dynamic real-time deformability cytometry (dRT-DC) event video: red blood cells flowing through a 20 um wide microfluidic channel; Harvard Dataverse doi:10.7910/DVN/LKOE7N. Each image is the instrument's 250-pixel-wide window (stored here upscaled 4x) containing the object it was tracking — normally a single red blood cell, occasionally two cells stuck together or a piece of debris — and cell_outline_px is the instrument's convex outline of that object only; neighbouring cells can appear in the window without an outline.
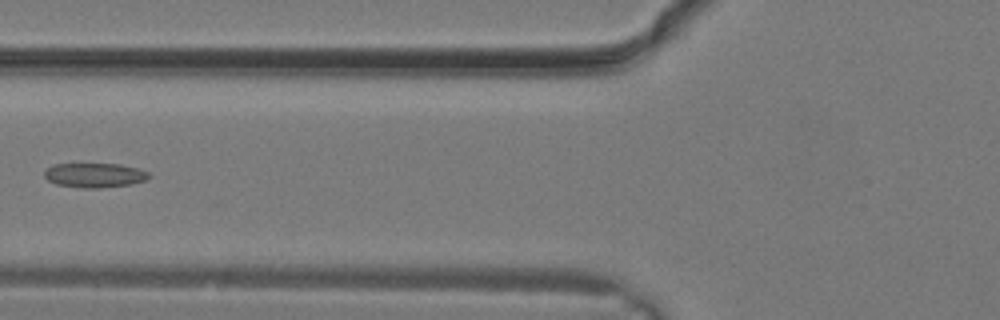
{"species": "common noctule bat (a hibernating species)", "species_latin": "Nyctalus noctula", "temperature_condition": "warm", "stored_images_in_passage": 11, "camera_frame_rate_fps": 3000, "um_per_image_px": 0.085, "animal": {"sex": "male", "body_mass_g": 19.2, "forearm_length_mm": 51.8}, "frame": {"image": 1, "passage_image": 10, "time_ms": 3.0, "image_size_px": [1000, 320], "cell_outline_px": [[152, 176], [148, 180], [132, 184], [100, 188], [84, 188], [56, 184], [48, 180], [44, 176], [44, 172], [52, 164], [120, 164], [136, 168], [148, 172]], "centroid_in_image_um": [8.07, 14.9], "position_along_channel_um": 117.7, "area_um2": 14.97}}